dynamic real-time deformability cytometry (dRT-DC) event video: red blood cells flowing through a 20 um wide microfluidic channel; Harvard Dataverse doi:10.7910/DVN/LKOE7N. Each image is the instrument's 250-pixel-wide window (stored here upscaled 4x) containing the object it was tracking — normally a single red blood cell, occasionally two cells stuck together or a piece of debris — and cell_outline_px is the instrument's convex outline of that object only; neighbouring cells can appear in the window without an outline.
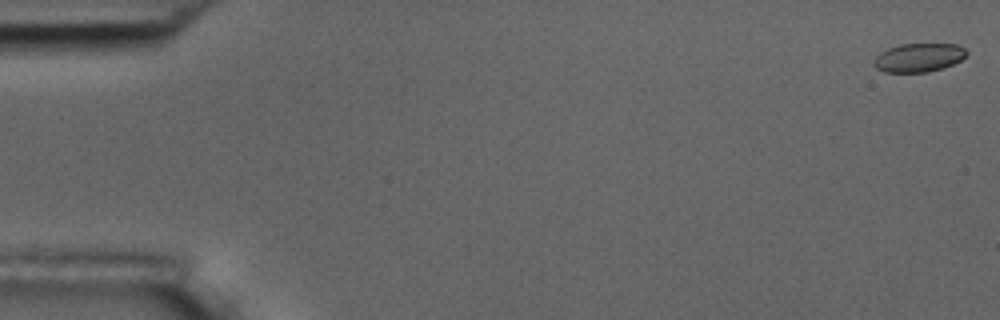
{"species": "common noctule bat (a hibernating species)", "species_latin": "Nyctalus noctula", "temperature_condition": "room temperature", "stored_images_in_passage": 55, "camera_frame_rate_fps": 3000, "um_per_image_px": 0.085, "animal": {"sex": "male", "body_mass_g": 17.5, "forearm_length_mm": 52.3}, "frame": {"image": 1, "passage_image": 1, "time_ms": 0.0, "image_size_px": [1000, 320], "cell_outline_px": [[968, 52], [960, 60], [944, 68], [928, 72], [884, 72], [876, 68], [872, 64], [876, 56], [880, 52], [888, 48], [900, 44], [956, 44], [964, 48]], "centroid_in_image_um": [78.06, 4.9], "position_along_channel_um": 6.9, "area_um2": 15.49}}
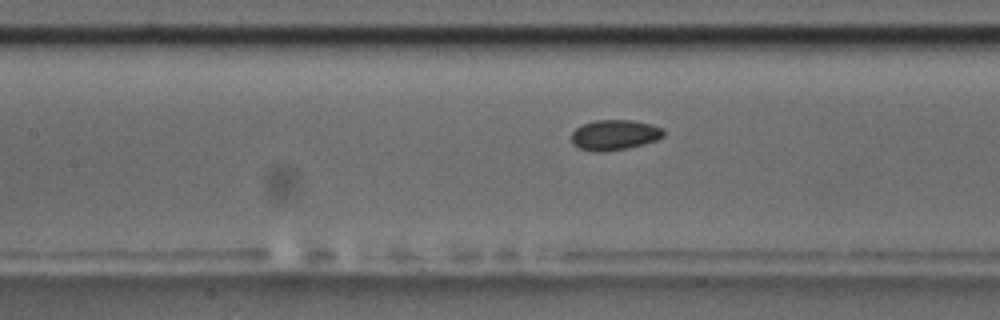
{"frame": {"image": 2, "passage_image": 25, "time_ms": 8.0, "image_size_px": [1000, 320], "cell_outline_px": [[664, 136], [656, 140], [644, 144], [628, 148], [604, 152], [596, 152], [580, 148], [572, 144], [572, 132], [576, 128], [592, 120], [632, 120], [652, 124], [664, 128]], "centroid_in_image_um": [52.26, 11.47], "position_along_channel_um": 155.1, "area_um2": 16.42}}
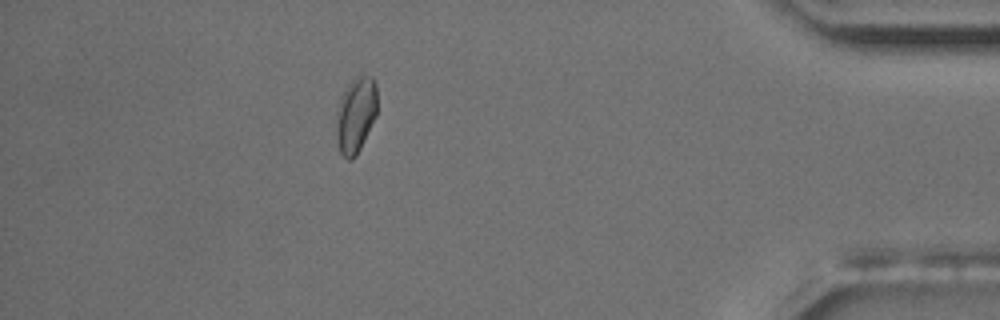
{"frame": {"image": 3, "passage_image": 49, "time_ms": 16.0, "image_size_px": [1000, 320], "cell_outline_px": [[376, 116], [356, 156], [352, 160], [348, 160], [340, 152], [336, 140], [336, 108], [340, 96], [344, 88], [360, 72], [372, 76], [376, 84]], "centroid_in_image_um": [30.21, 9.72], "position_along_channel_um": 405.0, "area_um2": 18.5}, "authors_computed_cell_mechanics": {"area_um2": 16.1262, "velocity_mm_per_s": 3.6993, "shape_relaxation_time_tau1_ms": 6.8255, "shape_relaxation_time_tau2_ms": 5.1805, "deformation_change_tau1": 0.0766, "deformation_change_tau2": 0.062}}